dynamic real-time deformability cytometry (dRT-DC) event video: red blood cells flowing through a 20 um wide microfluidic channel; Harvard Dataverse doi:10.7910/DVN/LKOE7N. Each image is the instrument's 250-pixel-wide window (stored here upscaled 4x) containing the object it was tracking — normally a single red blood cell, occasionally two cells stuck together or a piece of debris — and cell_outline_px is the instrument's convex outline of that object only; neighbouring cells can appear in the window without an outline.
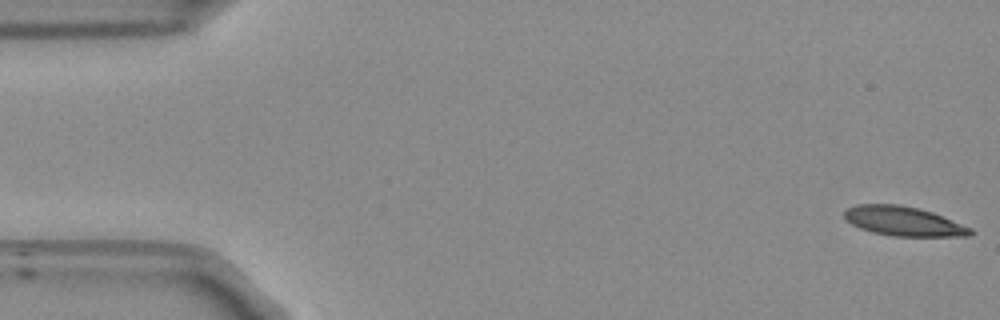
{"species": "Egyptian fruit bat (a non-hibernating species)", "species_latin": "Rousettus aegyptiacus", "temperature_condition": "room temperature", "stored_images_in_passage": 4, "camera_frame_rate_fps": 3000, "um_per_image_px": 0.085, "frame": {"image": 1, "passage_image": 1, "time_ms": 0.0, "image_size_px": [1000, 320], "cell_outline_px": [[972, 232], [968, 236], [892, 236], [872, 232], [860, 228], [852, 224], [844, 216], [844, 212], [848, 208], [856, 204], [896, 204], [916, 208], [932, 212], [972, 228]], "centroid_in_image_um": [76.78, 18.8], "position_along_channel_um": 8.2, "area_um2": 21.33}}